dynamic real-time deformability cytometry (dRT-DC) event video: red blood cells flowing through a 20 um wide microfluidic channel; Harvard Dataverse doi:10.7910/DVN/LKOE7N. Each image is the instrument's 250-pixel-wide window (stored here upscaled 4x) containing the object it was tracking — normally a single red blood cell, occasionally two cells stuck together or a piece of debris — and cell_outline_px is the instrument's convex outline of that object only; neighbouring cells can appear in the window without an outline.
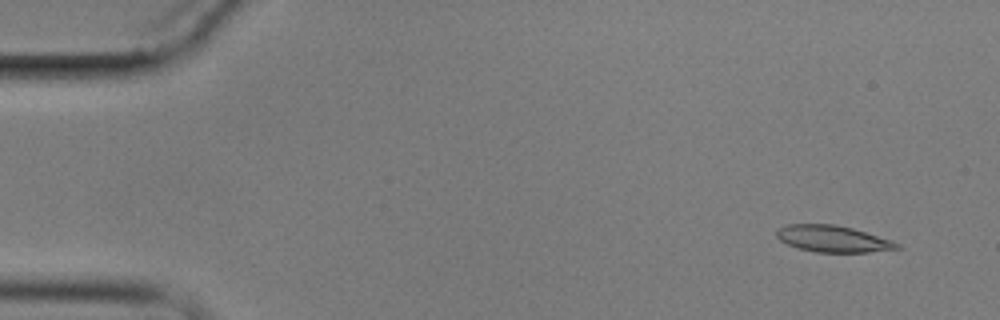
{"species": "common noctule bat (a hibernating species)", "species_latin": "Nyctalus noctula", "temperature_condition": "cold", "stored_images_in_passage": 4, "camera_frame_rate_fps": 3000, "um_per_image_px": 0.085, "animal": {"sex": "male", "body_mass_g": 17.9}, "frame": {"image": 1, "passage_image": 1, "time_ms": 0.0, "image_size_px": [1000, 320], "cell_outline_px": [[904, 248], [868, 252], [816, 252], [796, 248], [780, 240], [776, 236], [776, 232], [780, 228], [788, 224], [836, 224], [852, 228], [892, 240], [900, 244]], "centroid_in_image_um": [70.82, 20.3], "position_along_channel_um": 14.2, "area_um2": 18.67}}